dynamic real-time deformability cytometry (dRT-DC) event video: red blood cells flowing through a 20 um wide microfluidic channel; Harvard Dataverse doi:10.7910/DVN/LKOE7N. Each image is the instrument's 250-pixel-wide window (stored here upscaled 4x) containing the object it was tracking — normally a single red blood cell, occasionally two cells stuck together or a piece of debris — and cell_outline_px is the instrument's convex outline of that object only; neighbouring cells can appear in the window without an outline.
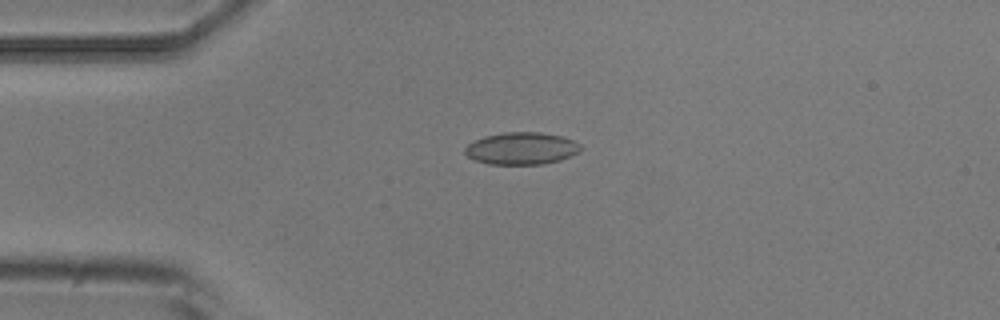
{"species": "common noctule bat (a hibernating species)", "species_latin": "Nyctalus noctula", "temperature_condition": "room temperature", "stored_images_in_passage": 5, "camera_frame_rate_fps": 3000, "um_per_image_px": 0.085, "animal": {"sex": "male", "body_mass_g": 20.5, "forearm_length_mm": 52.5}, "frame": {"image": 1, "passage_image": 4, "time_ms": 3.667, "image_size_px": [1000, 320], "cell_outline_px": [[580, 152], [560, 160], [540, 164], [488, 164], [476, 160], [468, 156], [464, 152], [464, 148], [468, 144], [484, 136], [504, 132], [540, 132], [564, 136], [580, 144]], "centroid_in_image_um": [44.33, 12.61], "position_along_channel_um": 40.7, "area_um2": 21.68}}